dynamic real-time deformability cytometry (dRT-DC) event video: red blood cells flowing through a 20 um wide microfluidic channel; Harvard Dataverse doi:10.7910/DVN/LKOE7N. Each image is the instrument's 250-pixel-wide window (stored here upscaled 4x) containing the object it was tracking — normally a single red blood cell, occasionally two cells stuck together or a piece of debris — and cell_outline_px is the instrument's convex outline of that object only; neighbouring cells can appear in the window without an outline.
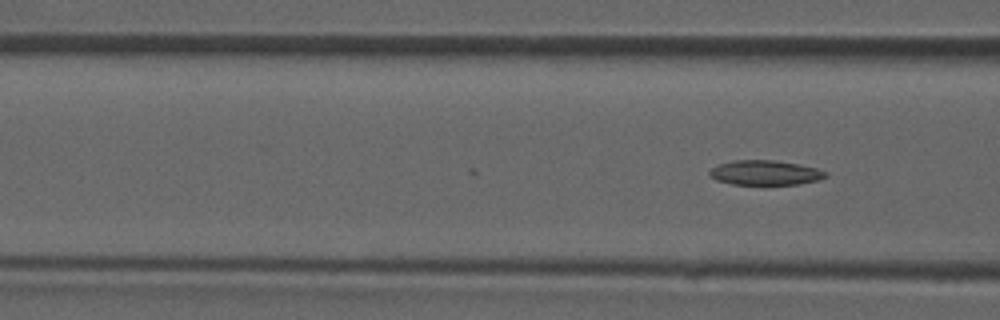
{"species": "common noctule bat (a hibernating species)", "species_latin": "Nyctalus noctula", "temperature_condition": "room temperature", "stored_images_in_passage": 18, "camera_frame_rate_fps": 3000, "um_per_image_px": 0.085, "animal": {"sex": "male", "forearm_length_mm": 52.5}, "frame": {"image": 1, "passage_image": 18, "time_ms": 5.667, "image_size_px": [1000, 320], "cell_outline_px": [[828, 176], [820, 180], [796, 184], [732, 184], [716, 180], [708, 176], [708, 172], [712, 168], [720, 164], [732, 160], [772, 160], [800, 164], [816, 168], [828, 172]], "centroid_in_image_um": [65.04, 14.68], "position_along_channel_um": 101.6, "area_um2": 16.76}}